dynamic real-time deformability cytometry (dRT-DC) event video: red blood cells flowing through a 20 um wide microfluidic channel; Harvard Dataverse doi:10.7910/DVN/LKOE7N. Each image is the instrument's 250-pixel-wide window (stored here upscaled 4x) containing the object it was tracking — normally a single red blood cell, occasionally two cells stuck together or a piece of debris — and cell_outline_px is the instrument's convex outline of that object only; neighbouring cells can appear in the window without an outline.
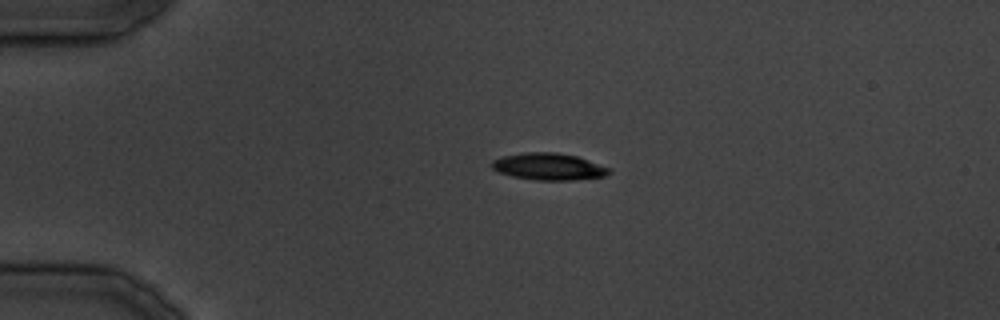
{"species": "common noctule bat (a hibernating species)", "species_latin": "Nyctalus noctula", "temperature_condition": "cold", "stored_images_in_passage": 35, "camera_frame_rate_fps": 3000, "um_per_image_px": 0.085, "animal": {"sex": "male", "body_mass_g": 19.5, "forearm_length_mm": 54.6}, "frame": {"image": 1, "passage_image": 8, "time_ms": 9.0, "image_size_px": [1000, 320], "cell_outline_px": [[612, 172], [604, 176], [576, 180], [536, 180], [512, 176], [500, 172], [492, 168], [492, 160], [500, 156], [528, 152], [556, 152], [576, 156], [612, 168]], "centroid_in_image_um": [46.66, 14.16], "position_along_channel_um": 38.3, "area_um2": 18.44}}
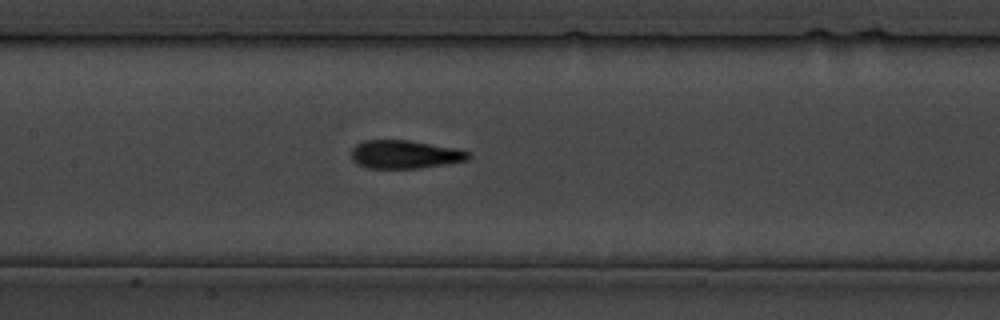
{"frame": {"image": 2, "passage_image": 17, "time_ms": 20.333, "image_size_px": [1000, 320], "cell_outline_px": [[472, 156], [468, 160], [448, 164], [420, 168], [368, 168], [356, 164], [352, 160], [352, 148], [356, 144], [364, 140], [408, 140], [456, 148], [472, 152]], "centroid_in_image_um": [34.44, 13.13], "position_along_channel_um": 173.0, "area_um2": 19.54}}
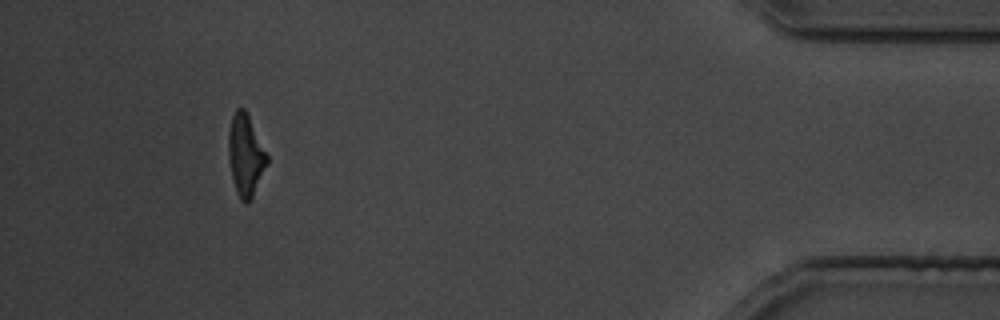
{"frame": {"image": 3, "passage_image": 33, "time_ms": 39.667, "image_size_px": [1000, 320], "cell_outline_px": [[268, 164], [252, 196], [244, 204], [240, 200], [236, 192], [232, 180], [228, 156], [228, 132], [232, 116], [236, 108], [244, 108], [268, 156]], "centroid_in_image_um": [20.85, 13.2], "position_along_channel_um": 414.4, "area_um2": 18.15}}